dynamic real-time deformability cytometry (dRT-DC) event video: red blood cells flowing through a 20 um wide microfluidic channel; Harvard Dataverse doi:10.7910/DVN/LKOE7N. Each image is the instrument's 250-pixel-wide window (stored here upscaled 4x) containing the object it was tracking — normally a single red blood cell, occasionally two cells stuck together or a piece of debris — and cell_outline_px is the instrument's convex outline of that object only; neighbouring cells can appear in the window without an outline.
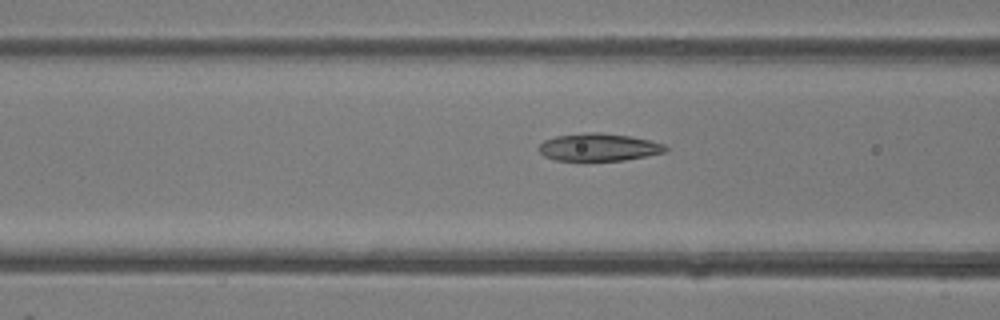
{"species": "common noctule bat (a hibernating species)", "species_latin": "Nyctalus noctula", "temperature_condition": "room temperature", "stored_images_in_passage": 32, "camera_frame_rate_fps": 3000, "um_per_image_px": 0.085, "animal": {"sex": "female"}, "frame": {"image": 1, "passage_image": 8, "time_ms": 2.333, "image_size_px": [1000, 320], "cell_outline_px": [[668, 148], [664, 152], [648, 156], [624, 160], [556, 160], [544, 156], [536, 148], [544, 140], [556, 136], [588, 132], [600, 132], [632, 136], [664, 144]], "centroid_in_image_um": [50.88, 12.5], "position_along_channel_um": 115.7, "area_um2": 20.35}}
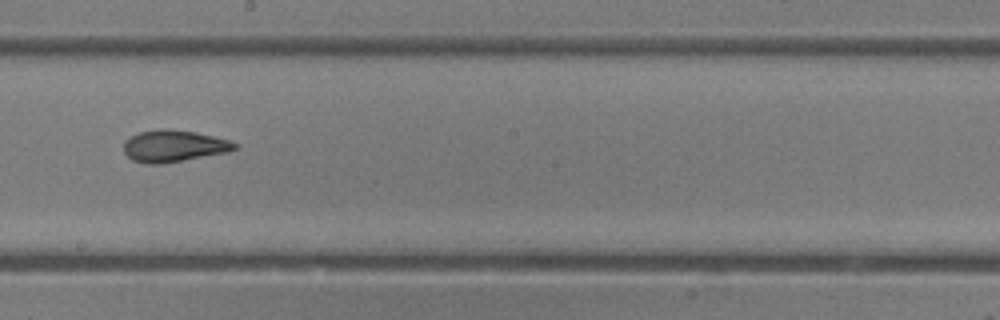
{"frame": {"image": 2, "passage_image": 16, "time_ms": 5.0, "image_size_px": [1000, 320], "cell_outline_px": [[240, 148], [228, 152], [160, 164], [148, 164], [132, 160], [124, 152], [124, 140], [128, 136], [140, 132], [156, 128], [168, 128], [196, 132], [228, 140], [240, 144]], "centroid_in_image_um": [14.77, 12.39], "position_along_channel_um": 233.4, "area_um2": 20.81}}
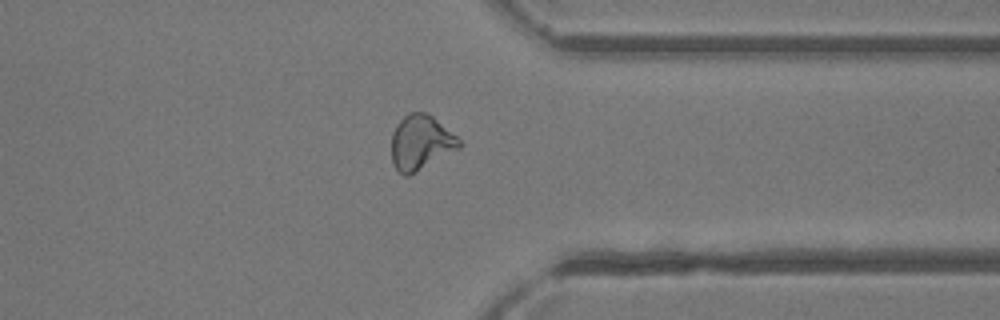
{"frame": {"image": 3, "passage_image": 26, "time_ms": 8.333, "image_size_px": [1000, 320], "cell_outline_px": [[464, 144], [460, 148], [416, 172], [408, 176], [404, 176], [392, 164], [392, 132], [396, 124], [408, 112], [428, 112], [456, 136]], "centroid_in_image_um": [35.76, 12.1], "position_along_channel_um": 375.6, "area_um2": 21.68}}